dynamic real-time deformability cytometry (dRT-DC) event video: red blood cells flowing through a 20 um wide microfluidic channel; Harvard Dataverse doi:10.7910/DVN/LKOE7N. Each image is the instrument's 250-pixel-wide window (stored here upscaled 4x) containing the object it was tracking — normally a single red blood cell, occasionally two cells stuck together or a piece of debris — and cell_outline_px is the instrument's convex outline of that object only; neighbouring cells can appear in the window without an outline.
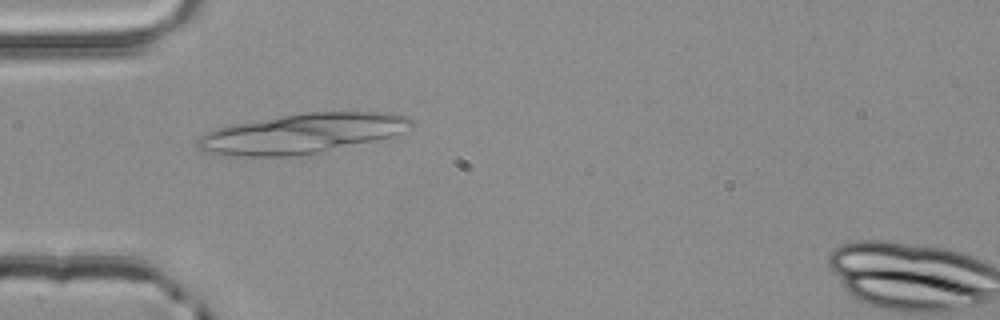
{"species": "common noctule bat (a hibernating species)", "species_latin": "Nyctalus noctula", "temperature_condition": "room temperature", "stored_images_in_passage": 4, "camera_frame_rate_fps": 3000, "um_per_image_px": 0.085, "animal": {"sex": "male", "body_mass_g": 20.4}, "frame": {"image": 1, "passage_image": 3, "time_ms": 0.667, "image_size_px": [1000, 320], "cell_outline_px": [[412, 128], [392, 136], [308, 156], [220, 156], [204, 152], [196, 144], [196, 140], [200, 136], [216, 128], [248, 120], [308, 112], [396, 112], [408, 116], [412, 120]], "centroid_in_image_um": [25.67, 11.35], "position_along_channel_um": 59.3, "area_um2": 50.52}}